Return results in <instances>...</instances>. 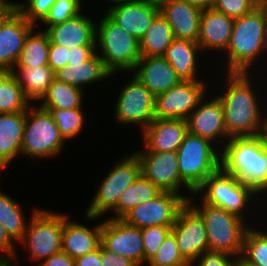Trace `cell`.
<instances>
[{
    "label": "cell",
    "instance_id": "6da1fadb",
    "mask_svg": "<svg viewBox=\"0 0 267 266\" xmlns=\"http://www.w3.org/2000/svg\"><path fill=\"white\" fill-rule=\"evenodd\" d=\"M227 89L216 97L223 108L224 125L228 139L254 137L267 120L261 115L258 97L254 94L249 73L227 72ZM263 116V117H262Z\"/></svg>",
    "mask_w": 267,
    "mask_h": 266
},
{
    "label": "cell",
    "instance_id": "7a4b0ae2",
    "mask_svg": "<svg viewBox=\"0 0 267 266\" xmlns=\"http://www.w3.org/2000/svg\"><path fill=\"white\" fill-rule=\"evenodd\" d=\"M227 141L219 148L220 168L239 178L257 195L267 193V154L260 139L257 136L233 137Z\"/></svg>",
    "mask_w": 267,
    "mask_h": 266
},
{
    "label": "cell",
    "instance_id": "3957f363",
    "mask_svg": "<svg viewBox=\"0 0 267 266\" xmlns=\"http://www.w3.org/2000/svg\"><path fill=\"white\" fill-rule=\"evenodd\" d=\"M267 51V18L258 5L250 13L234 19L232 34L226 48V72L248 73L255 59ZM262 52V53H261Z\"/></svg>",
    "mask_w": 267,
    "mask_h": 266
},
{
    "label": "cell",
    "instance_id": "277c9868",
    "mask_svg": "<svg viewBox=\"0 0 267 266\" xmlns=\"http://www.w3.org/2000/svg\"><path fill=\"white\" fill-rule=\"evenodd\" d=\"M192 197L187 202L204 220L209 251L224 252L239 257L242 255L244 235L249 227L240 216L225 209L201 201L194 205Z\"/></svg>",
    "mask_w": 267,
    "mask_h": 266
},
{
    "label": "cell",
    "instance_id": "5b68a950",
    "mask_svg": "<svg viewBox=\"0 0 267 266\" xmlns=\"http://www.w3.org/2000/svg\"><path fill=\"white\" fill-rule=\"evenodd\" d=\"M96 43H99L105 67L112 73L132 71L140 60L139 40L125 31L107 14L96 24Z\"/></svg>",
    "mask_w": 267,
    "mask_h": 266
},
{
    "label": "cell",
    "instance_id": "8992f818",
    "mask_svg": "<svg viewBox=\"0 0 267 266\" xmlns=\"http://www.w3.org/2000/svg\"><path fill=\"white\" fill-rule=\"evenodd\" d=\"M212 144L188 132L176 151L180 177L194 192L220 169L221 152Z\"/></svg>",
    "mask_w": 267,
    "mask_h": 266
},
{
    "label": "cell",
    "instance_id": "52a82bcc",
    "mask_svg": "<svg viewBox=\"0 0 267 266\" xmlns=\"http://www.w3.org/2000/svg\"><path fill=\"white\" fill-rule=\"evenodd\" d=\"M65 140L48 110L28 107L21 153L29 157L44 158L58 155Z\"/></svg>",
    "mask_w": 267,
    "mask_h": 266
},
{
    "label": "cell",
    "instance_id": "ba28073f",
    "mask_svg": "<svg viewBox=\"0 0 267 266\" xmlns=\"http://www.w3.org/2000/svg\"><path fill=\"white\" fill-rule=\"evenodd\" d=\"M63 228L64 214L35 208L20 241L29 247V258L41 261L61 252Z\"/></svg>",
    "mask_w": 267,
    "mask_h": 266
},
{
    "label": "cell",
    "instance_id": "9c48e42d",
    "mask_svg": "<svg viewBox=\"0 0 267 266\" xmlns=\"http://www.w3.org/2000/svg\"><path fill=\"white\" fill-rule=\"evenodd\" d=\"M141 176V163L137 155L125 157L117 163L101 182L92 203L87 208L86 217L90 220L113 210L122 193Z\"/></svg>",
    "mask_w": 267,
    "mask_h": 266
},
{
    "label": "cell",
    "instance_id": "30bf717a",
    "mask_svg": "<svg viewBox=\"0 0 267 266\" xmlns=\"http://www.w3.org/2000/svg\"><path fill=\"white\" fill-rule=\"evenodd\" d=\"M201 192L204 203L221 207L243 219L242 211L252 202V196L257 194L239 178L225 173L221 168L195 191V195Z\"/></svg>",
    "mask_w": 267,
    "mask_h": 266
},
{
    "label": "cell",
    "instance_id": "8fae6325",
    "mask_svg": "<svg viewBox=\"0 0 267 266\" xmlns=\"http://www.w3.org/2000/svg\"><path fill=\"white\" fill-rule=\"evenodd\" d=\"M189 198L190 196L162 191L148 202L135 206L121 219L139 229L150 226H173L178 212Z\"/></svg>",
    "mask_w": 267,
    "mask_h": 266
},
{
    "label": "cell",
    "instance_id": "7c38bea8",
    "mask_svg": "<svg viewBox=\"0 0 267 266\" xmlns=\"http://www.w3.org/2000/svg\"><path fill=\"white\" fill-rule=\"evenodd\" d=\"M204 81H181L155 98L154 119L186 120L205 97Z\"/></svg>",
    "mask_w": 267,
    "mask_h": 266
},
{
    "label": "cell",
    "instance_id": "4fadbf2b",
    "mask_svg": "<svg viewBox=\"0 0 267 266\" xmlns=\"http://www.w3.org/2000/svg\"><path fill=\"white\" fill-rule=\"evenodd\" d=\"M171 232L176 237L180 254L190 265L209 251L204 220L188 202L178 212Z\"/></svg>",
    "mask_w": 267,
    "mask_h": 266
},
{
    "label": "cell",
    "instance_id": "5bb4252c",
    "mask_svg": "<svg viewBox=\"0 0 267 266\" xmlns=\"http://www.w3.org/2000/svg\"><path fill=\"white\" fill-rule=\"evenodd\" d=\"M141 163V174L155 184L161 191L180 193L181 187L187 188L188 192H195L181 179L178 167V155L174 151H136Z\"/></svg>",
    "mask_w": 267,
    "mask_h": 266
},
{
    "label": "cell",
    "instance_id": "9a60e30c",
    "mask_svg": "<svg viewBox=\"0 0 267 266\" xmlns=\"http://www.w3.org/2000/svg\"><path fill=\"white\" fill-rule=\"evenodd\" d=\"M121 89L115 107L116 122L141 123L144 130L154 120L155 96L134 75Z\"/></svg>",
    "mask_w": 267,
    "mask_h": 266
},
{
    "label": "cell",
    "instance_id": "2e32d148",
    "mask_svg": "<svg viewBox=\"0 0 267 266\" xmlns=\"http://www.w3.org/2000/svg\"><path fill=\"white\" fill-rule=\"evenodd\" d=\"M101 244L134 261L138 266L144 264V246L141 229L126 224L122 219L108 218L102 222Z\"/></svg>",
    "mask_w": 267,
    "mask_h": 266
},
{
    "label": "cell",
    "instance_id": "e0dca14e",
    "mask_svg": "<svg viewBox=\"0 0 267 266\" xmlns=\"http://www.w3.org/2000/svg\"><path fill=\"white\" fill-rule=\"evenodd\" d=\"M159 13V5L150 0H129L117 2L106 14L125 31L140 40Z\"/></svg>",
    "mask_w": 267,
    "mask_h": 266
},
{
    "label": "cell",
    "instance_id": "ac0fdd59",
    "mask_svg": "<svg viewBox=\"0 0 267 266\" xmlns=\"http://www.w3.org/2000/svg\"><path fill=\"white\" fill-rule=\"evenodd\" d=\"M35 29L17 9L0 27V67L13 70L28 34Z\"/></svg>",
    "mask_w": 267,
    "mask_h": 266
},
{
    "label": "cell",
    "instance_id": "d6986e66",
    "mask_svg": "<svg viewBox=\"0 0 267 266\" xmlns=\"http://www.w3.org/2000/svg\"><path fill=\"white\" fill-rule=\"evenodd\" d=\"M159 9L175 39L198 42L202 10L185 0H167L159 5Z\"/></svg>",
    "mask_w": 267,
    "mask_h": 266
},
{
    "label": "cell",
    "instance_id": "ffe728a7",
    "mask_svg": "<svg viewBox=\"0 0 267 266\" xmlns=\"http://www.w3.org/2000/svg\"><path fill=\"white\" fill-rule=\"evenodd\" d=\"M203 100L204 98L186 119L188 132L212 143L219 137L228 138L221 101L217 97L206 103Z\"/></svg>",
    "mask_w": 267,
    "mask_h": 266
},
{
    "label": "cell",
    "instance_id": "44dd1931",
    "mask_svg": "<svg viewBox=\"0 0 267 266\" xmlns=\"http://www.w3.org/2000/svg\"><path fill=\"white\" fill-rule=\"evenodd\" d=\"M141 132L147 151L176 152L188 134V126L183 119H154Z\"/></svg>",
    "mask_w": 267,
    "mask_h": 266
},
{
    "label": "cell",
    "instance_id": "7402d4cb",
    "mask_svg": "<svg viewBox=\"0 0 267 266\" xmlns=\"http://www.w3.org/2000/svg\"><path fill=\"white\" fill-rule=\"evenodd\" d=\"M132 71H135L134 77L155 97L181 82L175 69L163 56L141 57Z\"/></svg>",
    "mask_w": 267,
    "mask_h": 266
},
{
    "label": "cell",
    "instance_id": "603a6c76",
    "mask_svg": "<svg viewBox=\"0 0 267 266\" xmlns=\"http://www.w3.org/2000/svg\"><path fill=\"white\" fill-rule=\"evenodd\" d=\"M96 26L93 20L80 13L63 23L45 28L44 31L48 34L51 43L72 49L81 45L98 46L96 43Z\"/></svg>",
    "mask_w": 267,
    "mask_h": 266
},
{
    "label": "cell",
    "instance_id": "cb8c5ba5",
    "mask_svg": "<svg viewBox=\"0 0 267 266\" xmlns=\"http://www.w3.org/2000/svg\"><path fill=\"white\" fill-rule=\"evenodd\" d=\"M234 19L214 9L202 10L198 45L202 50L225 51L232 34Z\"/></svg>",
    "mask_w": 267,
    "mask_h": 266
},
{
    "label": "cell",
    "instance_id": "d4e9b609",
    "mask_svg": "<svg viewBox=\"0 0 267 266\" xmlns=\"http://www.w3.org/2000/svg\"><path fill=\"white\" fill-rule=\"evenodd\" d=\"M69 221V217L64 215L63 252L76 259L100 248L102 223L94 229H89L84 225Z\"/></svg>",
    "mask_w": 267,
    "mask_h": 266
},
{
    "label": "cell",
    "instance_id": "484cf974",
    "mask_svg": "<svg viewBox=\"0 0 267 266\" xmlns=\"http://www.w3.org/2000/svg\"><path fill=\"white\" fill-rule=\"evenodd\" d=\"M111 75L113 74L105 67L104 61L96 52L88 60L68 62L66 67L54 73L55 79L80 89Z\"/></svg>",
    "mask_w": 267,
    "mask_h": 266
},
{
    "label": "cell",
    "instance_id": "4316f807",
    "mask_svg": "<svg viewBox=\"0 0 267 266\" xmlns=\"http://www.w3.org/2000/svg\"><path fill=\"white\" fill-rule=\"evenodd\" d=\"M26 111L0 114V165L5 168L21 154Z\"/></svg>",
    "mask_w": 267,
    "mask_h": 266
},
{
    "label": "cell",
    "instance_id": "83f0119b",
    "mask_svg": "<svg viewBox=\"0 0 267 266\" xmlns=\"http://www.w3.org/2000/svg\"><path fill=\"white\" fill-rule=\"evenodd\" d=\"M201 50V47L196 42L174 39L163 57L175 69L181 81H195L197 80L196 69L198 68L196 55Z\"/></svg>",
    "mask_w": 267,
    "mask_h": 266
},
{
    "label": "cell",
    "instance_id": "f1b7e54d",
    "mask_svg": "<svg viewBox=\"0 0 267 266\" xmlns=\"http://www.w3.org/2000/svg\"><path fill=\"white\" fill-rule=\"evenodd\" d=\"M12 71L29 102L30 100H41L55 78L54 71L48 65L14 67Z\"/></svg>",
    "mask_w": 267,
    "mask_h": 266
},
{
    "label": "cell",
    "instance_id": "f546056e",
    "mask_svg": "<svg viewBox=\"0 0 267 266\" xmlns=\"http://www.w3.org/2000/svg\"><path fill=\"white\" fill-rule=\"evenodd\" d=\"M174 39L171 26L159 13L139 40L140 57L164 56Z\"/></svg>",
    "mask_w": 267,
    "mask_h": 266
},
{
    "label": "cell",
    "instance_id": "4dcf8cb0",
    "mask_svg": "<svg viewBox=\"0 0 267 266\" xmlns=\"http://www.w3.org/2000/svg\"><path fill=\"white\" fill-rule=\"evenodd\" d=\"M162 191L142 174L126 189L118 201L117 206L112 210L115 213L113 219H121L126 213L139 204L148 202L155 198Z\"/></svg>",
    "mask_w": 267,
    "mask_h": 266
},
{
    "label": "cell",
    "instance_id": "1f68e13d",
    "mask_svg": "<svg viewBox=\"0 0 267 266\" xmlns=\"http://www.w3.org/2000/svg\"><path fill=\"white\" fill-rule=\"evenodd\" d=\"M82 90L76 86L53 79L47 93L43 96L42 108L74 109L82 108Z\"/></svg>",
    "mask_w": 267,
    "mask_h": 266
},
{
    "label": "cell",
    "instance_id": "d6a6232c",
    "mask_svg": "<svg viewBox=\"0 0 267 266\" xmlns=\"http://www.w3.org/2000/svg\"><path fill=\"white\" fill-rule=\"evenodd\" d=\"M33 32L34 30L28 34L15 67L48 65L50 45L48 34L44 30Z\"/></svg>",
    "mask_w": 267,
    "mask_h": 266
},
{
    "label": "cell",
    "instance_id": "836d02e7",
    "mask_svg": "<svg viewBox=\"0 0 267 266\" xmlns=\"http://www.w3.org/2000/svg\"><path fill=\"white\" fill-rule=\"evenodd\" d=\"M20 205L0 191V223L13 241L20 242L26 232L27 223Z\"/></svg>",
    "mask_w": 267,
    "mask_h": 266
},
{
    "label": "cell",
    "instance_id": "e575fe53",
    "mask_svg": "<svg viewBox=\"0 0 267 266\" xmlns=\"http://www.w3.org/2000/svg\"><path fill=\"white\" fill-rule=\"evenodd\" d=\"M241 257L254 266H267V232L248 228Z\"/></svg>",
    "mask_w": 267,
    "mask_h": 266
},
{
    "label": "cell",
    "instance_id": "d590c367",
    "mask_svg": "<svg viewBox=\"0 0 267 266\" xmlns=\"http://www.w3.org/2000/svg\"><path fill=\"white\" fill-rule=\"evenodd\" d=\"M29 104L14 75L0 85V114L27 111Z\"/></svg>",
    "mask_w": 267,
    "mask_h": 266
},
{
    "label": "cell",
    "instance_id": "8d00e7d4",
    "mask_svg": "<svg viewBox=\"0 0 267 266\" xmlns=\"http://www.w3.org/2000/svg\"><path fill=\"white\" fill-rule=\"evenodd\" d=\"M48 110L53 120L57 124L61 136L64 140L73 138L82 130L84 117L82 108L74 109H57V108H43Z\"/></svg>",
    "mask_w": 267,
    "mask_h": 266
},
{
    "label": "cell",
    "instance_id": "74e56055",
    "mask_svg": "<svg viewBox=\"0 0 267 266\" xmlns=\"http://www.w3.org/2000/svg\"><path fill=\"white\" fill-rule=\"evenodd\" d=\"M149 266H191L180 254L175 235L170 232L159 250L147 262Z\"/></svg>",
    "mask_w": 267,
    "mask_h": 266
},
{
    "label": "cell",
    "instance_id": "f35d334b",
    "mask_svg": "<svg viewBox=\"0 0 267 266\" xmlns=\"http://www.w3.org/2000/svg\"><path fill=\"white\" fill-rule=\"evenodd\" d=\"M80 2L81 0H56L42 22L48 28L78 16L82 9Z\"/></svg>",
    "mask_w": 267,
    "mask_h": 266
},
{
    "label": "cell",
    "instance_id": "ab89813d",
    "mask_svg": "<svg viewBox=\"0 0 267 266\" xmlns=\"http://www.w3.org/2000/svg\"><path fill=\"white\" fill-rule=\"evenodd\" d=\"M171 230L172 226H150L141 229L145 265L159 250V247Z\"/></svg>",
    "mask_w": 267,
    "mask_h": 266
},
{
    "label": "cell",
    "instance_id": "60d3db41",
    "mask_svg": "<svg viewBox=\"0 0 267 266\" xmlns=\"http://www.w3.org/2000/svg\"><path fill=\"white\" fill-rule=\"evenodd\" d=\"M259 0H215L213 9L235 19L250 13Z\"/></svg>",
    "mask_w": 267,
    "mask_h": 266
},
{
    "label": "cell",
    "instance_id": "b9f144b4",
    "mask_svg": "<svg viewBox=\"0 0 267 266\" xmlns=\"http://www.w3.org/2000/svg\"><path fill=\"white\" fill-rule=\"evenodd\" d=\"M56 0H27V3H18L17 10L34 26L36 21H43Z\"/></svg>",
    "mask_w": 267,
    "mask_h": 266
},
{
    "label": "cell",
    "instance_id": "7bdbcfd3",
    "mask_svg": "<svg viewBox=\"0 0 267 266\" xmlns=\"http://www.w3.org/2000/svg\"><path fill=\"white\" fill-rule=\"evenodd\" d=\"M69 59V48L50 42L48 53V66L54 73L67 66Z\"/></svg>",
    "mask_w": 267,
    "mask_h": 266
},
{
    "label": "cell",
    "instance_id": "ee69618b",
    "mask_svg": "<svg viewBox=\"0 0 267 266\" xmlns=\"http://www.w3.org/2000/svg\"><path fill=\"white\" fill-rule=\"evenodd\" d=\"M198 266H234V255L224 252H204L198 257Z\"/></svg>",
    "mask_w": 267,
    "mask_h": 266
},
{
    "label": "cell",
    "instance_id": "f6af8a7d",
    "mask_svg": "<svg viewBox=\"0 0 267 266\" xmlns=\"http://www.w3.org/2000/svg\"><path fill=\"white\" fill-rule=\"evenodd\" d=\"M101 248V264L102 266H138L129 258L119 256L115 252L109 251L102 244Z\"/></svg>",
    "mask_w": 267,
    "mask_h": 266
},
{
    "label": "cell",
    "instance_id": "bcb514c9",
    "mask_svg": "<svg viewBox=\"0 0 267 266\" xmlns=\"http://www.w3.org/2000/svg\"><path fill=\"white\" fill-rule=\"evenodd\" d=\"M97 45H81L69 49L68 62H84L88 60L95 52Z\"/></svg>",
    "mask_w": 267,
    "mask_h": 266
},
{
    "label": "cell",
    "instance_id": "7dc6e473",
    "mask_svg": "<svg viewBox=\"0 0 267 266\" xmlns=\"http://www.w3.org/2000/svg\"><path fill=\"white\" fill-rule=\"evenodd\" d=\"M40 266H75V259L61 251L42 260Z\"/></svg>",
    "mask_w": 267,
    "mask_h": 266
},
{
    "label": "cell",
    "instance_id": "c3c4849f",
    "mask_svg": "<svg viewBox=\"0 0 267 266\" xmlns=\"http://www.w3.org/2000/svg\"><path fill=\"white\" fill-rule=\"evenodd\" d=\"M14 246V241L9 237L5 228L0 223V253H6L5 255H7L3 256L1 253L0 257L15 258L14 256L17 255Z\"/></svg>",
    "mask_w": 267,
    "mask_h": 266
},
{
    "label": "cell",
    "instance_id": "681fc988",
    "mask_svg": "<svg viewBox=\"0 0 267 266\" xmlns=\"http://www.w3.org/2000/svg\"><path fill=\"white\" fill-rule=\"evenodd\" d=\"M75 266H102L101 248L76 258Z\"/></svg>",
    "mask_w": 267,
    "mask_h": 266
},
{
    "label": "cell",
    "instance_id": "f907efd6",
    "mask_svg": "<svg viewBox=\"0 0 267 266\" xmlns=\"http://www.w3.org/2000/svg\"><path fill=\"white\" fill-rule=\"evenodd\" d=\"M16 9V2H6L5 0H0V27Z\"/></svg>",
    "mask_w": 267,
    "mask_h": 266
},
{
    "label": "cell",
    "instance_id": "816d5d0a",
    "mask_svg": "<svg viewBox=\"0 0 267 266\" xmlns=\"http://www.w3.org/2000/svg\"><path fill=\"white\" fill-rule=\"evenodd\" d=\"M192 5H195L200 10L213 9L215 0H185Z\"/></svg>",
    "mask_w": 267,
    "mask_h": 266
},
{
    "label": "cell",
    "instance_id": "f5cc1de1",
    "mask_svg": "<svg viewBox=\"0 0 267 266\" xmlns=\"http://www.w3.org/2000/svg\"><path fill=\"white\" fill-rule=\"evenodd\" d=\"M257 137L260 139L264 152L267 154V120L259 130Z\"/></svg>",
    "mask_w": 267,
    "mask_h": 266
},
{
    "label": "cell",
    "instance_id": "db71d44e",
    "mask_svg": "<svg viewBox=\"0 0 267 266\" xmlns=\"http://www.w3.org/2000/svg\"><path fill=\"white\" fill-rule=\"evenodd\" d=\"M12 75V70L0 67V85H3Z\"/></svg>",
    "mask_w": 267,
    "mask_h": 266
},
{
    "label": "cell",
    "instance_id": "11a10c76",
    "mask_svg": "<svg viewBox=\"0 0 267 266\" xmlns=\"http://www.w3.org/2000/svg\"><path fill=\"white\" fill-rule=\"evenodd\" d=\"M234 266H254L250 263H248L245 259H243L241 256L236 257V260L234 262Z\"/></svg>",
    "mask_w": 267,
    "mask_h": 266
},
{
    "label": "cell",
    "instance_id": "9f6ffc18",
    "mask_svg": "<svg viewBox=\"0 0 267 266\" xmlns=\"http://www.w3.org/2000/svg\"><path fill=\"white\" fill-rule=\"evenodd\" d=\"M11 259L10 257H0V266H13L10 264Z\"/></svg>",
    "mask_w": 267,
    "mask_h": 266
},
{
    "label": "cell",
    "instance_id": "6f0895ef",
    "mask_svg": "<svg viewBox=\"0 0 267 266\" xmlns=\"http://www.w3.org/2000/svg\"><path fill=\"white\" fill-rule=\"evenodd\" d=\"M259 6L264 10L267 18V0H259Z\"/></svg>",
    "mask_w": 267,
    "mask_h": 266
},
{
    "label": "cell",
    "instance_id": "680465c9",
    "mask_svg": "<svg viewBox=\"0 0 267 266\" xmlns=\"http://www.w3.org/2000/svg\"><path fill=\"white\" fill-rule=\"evenodd\" d=\"M152 1L154 4L160 5L161 3L167 1V0H150Z\"/></svg>",
    "mask_w": 267,
    "mask_h": 266
},
{
    "label": "cell",
    "instance_id": "91938a15",
    "mask_svg": "<svg viewBox=\"0 0 267 266\" xmlns=\"http://www.w3.org/2000/svg\"><path fill=\"white\" fill-rule=\"evenodd\" d=\"M110 1L111 3H117V2H122V1H129V0H107Z\"/></svg>",
    "mask_w": 267,
    "mask_h": 266
}]
</instances>
